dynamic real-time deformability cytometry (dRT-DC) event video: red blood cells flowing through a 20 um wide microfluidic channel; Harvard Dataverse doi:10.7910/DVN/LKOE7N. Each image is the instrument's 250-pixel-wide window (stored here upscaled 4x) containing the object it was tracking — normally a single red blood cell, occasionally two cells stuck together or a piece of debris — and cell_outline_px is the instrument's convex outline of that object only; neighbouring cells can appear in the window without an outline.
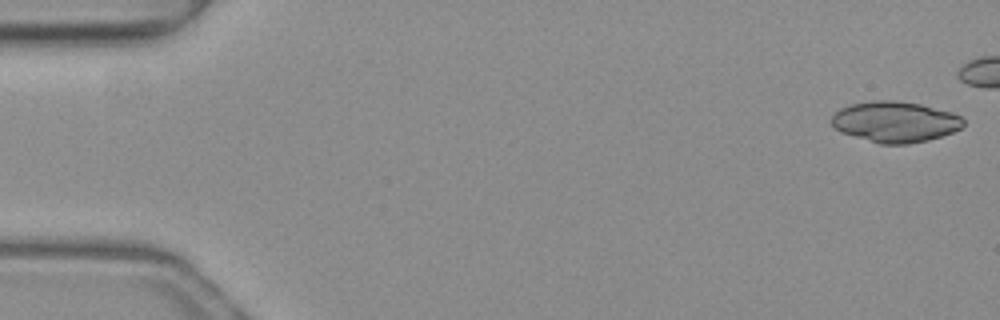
{"species": "common noctule bat (a hibernating species)", "species_latin": "Nyctalus noctula", "temperature_condition": "warm", "stored_images_in_passage": 13, "camera_frame_rate_fps": 3000, "um_per_image_px": 0.085, "animal": {"sex": "female", "body_mass_g": 19.3, "forearm_length_mm": 54.1}, "frame": {"image": 1, "passage_image": 1, "time_ms": 0.0, "image_size_px": [1000, 320], "cell_outline_px": [[964, 124], [960, 128], [952, 132], [928, 140], [908, 144], [880, 144], [840, 132], [828, 120], [840, 108], [852, 104], [872, 100], [892, 100], [920, 104], [952, 112], [960, 116], [964, 120]], "centroid_in_image_um": [76.06, 10.35], "position_along_channel_um": 8.9, "area_um2": 31.33}}